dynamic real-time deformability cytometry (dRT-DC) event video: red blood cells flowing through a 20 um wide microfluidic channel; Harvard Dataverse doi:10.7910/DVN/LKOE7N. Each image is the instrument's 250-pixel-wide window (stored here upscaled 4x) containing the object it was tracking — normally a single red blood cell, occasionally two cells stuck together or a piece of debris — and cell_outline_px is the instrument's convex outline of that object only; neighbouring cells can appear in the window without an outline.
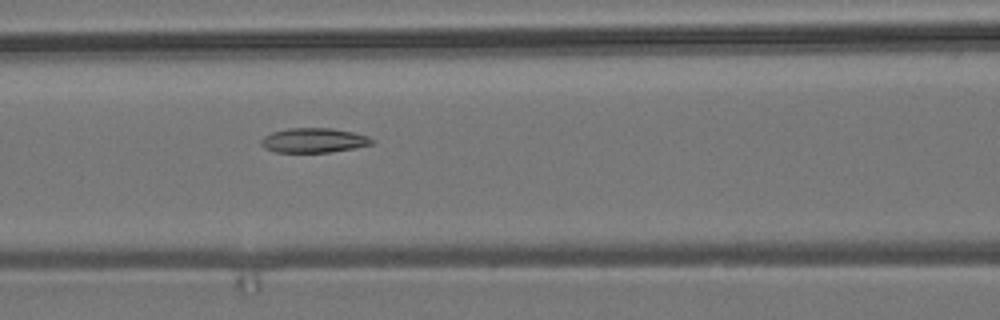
{"species": "common noctule bat (a hibernating species)", "species_latin": "Nyctalus noctula", "temperature_condition": "room temperature", "stored_images_in_passage": 12, "camera_frame_rate_fps": 3000, "um_per_image_px": 0.085, "animal": {"sex": "male", "body_mass_g": 19.2, "forearm_length_mm": 51.8}, "frame": {"image": 1, "passage_image": 6, "time_ms": 1.667, "image_size_px": [1000, 320], "cell_outline_px": [[376, 140], [372, 144], [352, 148], [328, 152], [276, 152], [264, 148], [260, 144], [260, 140], [264, 136], [272, 132], [288, 128], [332, 128], [352, 132], [368, 136]], "centroid_in_image_um": [26.64, 11.92], "position_along_channel_um": 140.0, "area_um2": 15.84}}
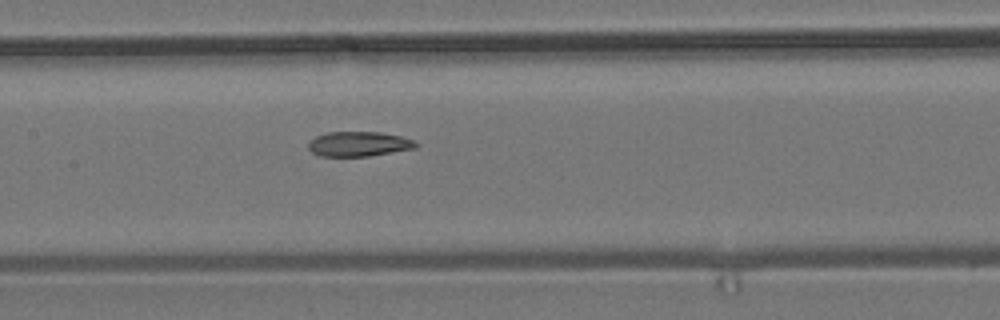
{"frame": {"image": 2, "passage_image": 9, "time_ms": 2.667, "image_size_px": [1000, 320], "cell_outline_px": [[420, 144], [416, 148], [368, 156], [320, 156], [312, 152], [308, 148], [308, 144], [316, 136], [328, 132], [380, 132], [400, 136], [412, 140]], "centroid_in_image_um": [30.5, 12.24], "position_along_channel_um": 176.9, "area_um2": 15.43}}